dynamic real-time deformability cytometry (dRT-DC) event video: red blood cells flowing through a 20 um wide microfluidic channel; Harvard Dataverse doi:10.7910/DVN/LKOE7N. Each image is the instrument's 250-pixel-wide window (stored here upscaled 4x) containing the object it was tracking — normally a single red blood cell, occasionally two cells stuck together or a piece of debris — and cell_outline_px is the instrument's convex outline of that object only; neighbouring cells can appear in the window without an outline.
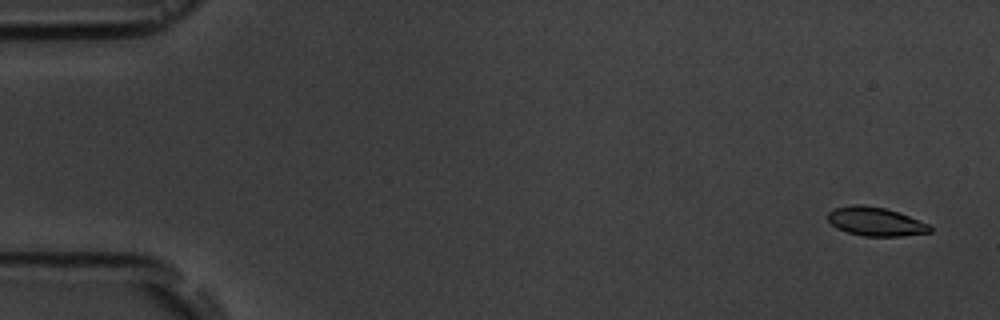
{"species": "common noctule bat (a hibernating species)", "species_latin": "Nyctalus noctula", "temperature_condition": "room temperature", "stored_images_in_passage": 57, "camera_frame_rate_fps": 3000, "um_per_image_px": 0.085, "animal": {"sex": "male", "body_mass_g": 19.5, "forearm_length_mm": 54.6}, "frame": {"image": 1, "passage_image": 3, "time_ms": 0.667, "image_size_px": [1000, 320], "cell_outline_px": [[932, 232], [900, 236], [864, 236], [848, 232], [836, 228], [828, 220], [828, 212], [832, 208], [852, 204], [860, 204], [884, 208], [900, 212], [928, 224], [932, 228]], "centroid_in_image_um": [74.4, 18.82], "position_along_channel_um": 10.6, "area_um2": 17.17}}
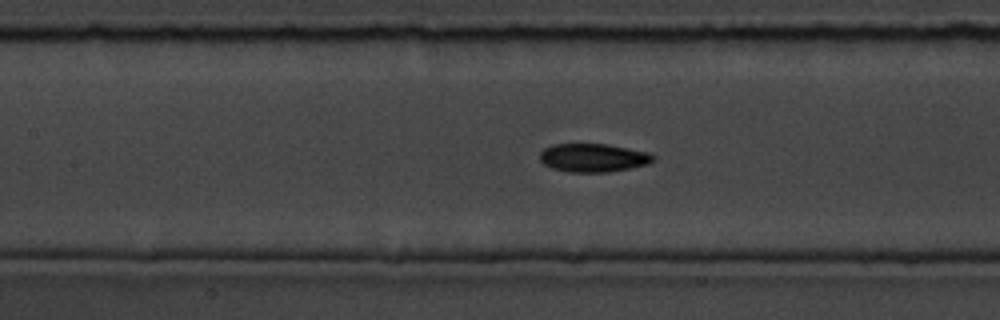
{"frame": {"image": 2, "passage_image": 26, "time_ms": 8.333, "image_size_px": [1000, 320], "cell_outline_px": [[656, 160], [648, 164], [632, 168], [608, 172], [568, 172], [552, 168], [544, 164], [540, 160], [540, 152], [544, 148], [552, 144], [608, 144], [648, 152], [656, 156]], "centroid_in_image_um": [50.45, 13.41], "position_along_channel_um": 157.0, "area_um2": 18.96}}
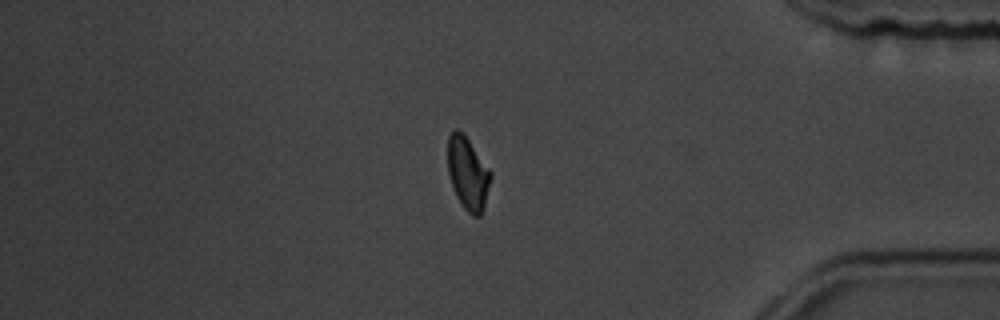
{"frame": {"image": 3, "passage_image": 48, "time_ms": 15.667, "image_size_px": [1000, 320], "cell_outline_px": [[492, 176], [484, 208], [480, 216], [472, 216], [464, 208], [456, 196], [448, 172], [448, 136], [456, 128], [468, 140], [492, 172]], "centroid_in_image_um": [39.78, 14.77], "position_along_channel_um": 395.4, "area_um2": 17.98}, "authors_computed_cell_mechanics": {"area_um2": 18.496, "velocity_mm_per_s": 3.655, "shape_relaxation_time_tau1_ms": 3.4318, "shape_relaxation_time_tau2_ms": 2.4838, "deformation_change_tau1": 0.1068, "deformation_change_tau2": 0.0625}}